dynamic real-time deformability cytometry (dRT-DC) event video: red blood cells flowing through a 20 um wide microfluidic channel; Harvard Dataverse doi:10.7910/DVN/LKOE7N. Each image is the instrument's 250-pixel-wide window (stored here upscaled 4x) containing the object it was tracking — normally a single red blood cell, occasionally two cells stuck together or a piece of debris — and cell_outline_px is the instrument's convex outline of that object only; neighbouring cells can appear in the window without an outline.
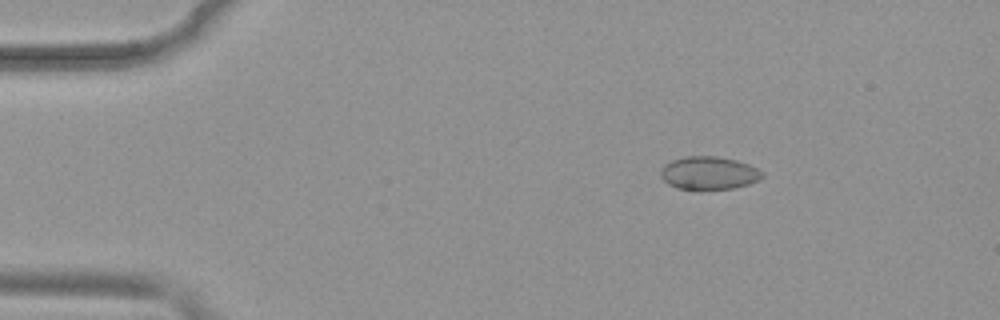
{"species": "common noctule bat (a hibernating species)", "species_latin": "Nyctalus noctula", "temperature_condition": "warm", "stored_images_in_passage": 52, "camera_frame_rate_fps": 3000, "um_per_image_px": 0.085, "animal": {"sex": "female", "body_mass_g": 19.9}, "frame": {"image": 1, "passage_image": 8, "time_ms": 2.333, "image_size_px": [1000, 320], "cell_outline_px": [[764, 176], [748, 184], [732, 188], [676, 188], [668, 184], [660, 176], [660, 172], [664, 164], [672, 160], [688, 156], [716, 156], [736, 160], [748, 164], [764, 172]], "centroid_in_image_um": [60.24, 14.68], "position_along_channel_um": 24.8, "area_um2": 19.19}}
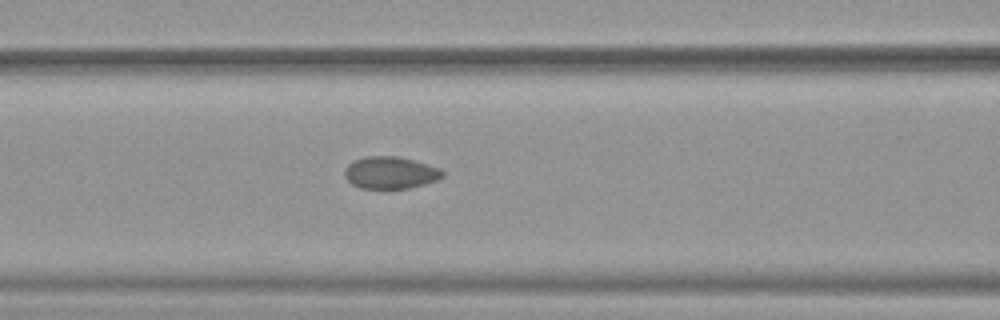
{"frame": {"image": 2, "passage_image": 22, "time_ms": 7.0, "image_size_px": [1000, 320], "cell_outline_px": [[444, 176], [436, 180], [424, 184], [408, 188], [360, 188], [352, 184], [344, 176], [344, 168], [348, 164], [356, 160], [368, 156], [396, 156], [428, 164], [440, 168], [444, 172]], "centroid_in_image_um": [33.18, 14.68], "position_along_channel_um": 133.4, "area_um2": 18.21}}
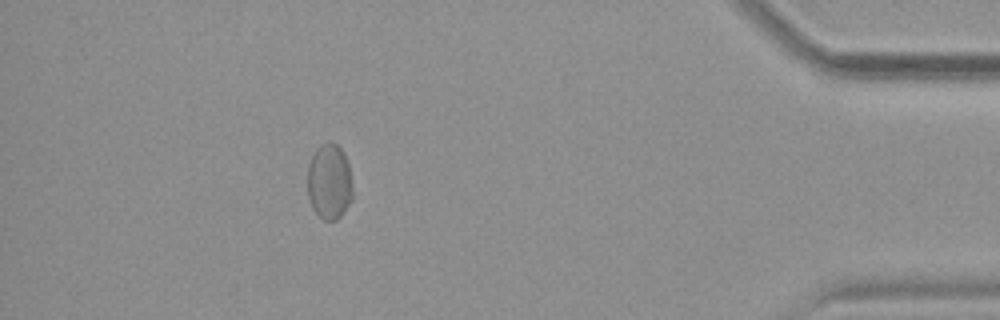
{"frame": {"image": 3, "passage_image": 47, "time_ms": 15.333, "image_size_px": [1000, 320], "cell_outline_px": [[352, 200], [344, 212], [336, 220], [324, 220], [312, 208], [308, 196], [308, 164], [316, 148], [320, 144], [336, 144], [344, 152], [348, 164], [352, 180]], "centroid_in_image_um": [28.0, 15.46], "position_along_channel_um": 407.2, "area_um2": 19.88}, "authors_computed_cell_mechanics": {"area_um2": 19.1607, "velocity_mm_per_s": 3.8776, "shape_relaxation_time_tau1_ms": 2.9007, "shape_relaxation_time_tau2_ms": null, "deformation_change_tau1": 0.0559, "deformation_change_tau2": null}}